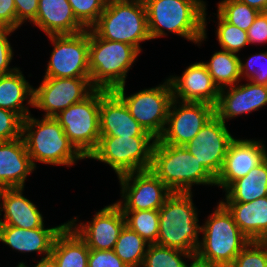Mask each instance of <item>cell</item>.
<instances>
[{
  "instance_id": "obj_1",
  "label": "cell",
  "mask_w": 267,
  "mask_h": 267,
  "mask_svg": "<svg viewBox=\"0 0 267 267\" xmlns=\"http://www.w3.org/2000/svg\"><path fill=\"white\" fill-rule=\"evenodd\" d=\"M148 29L151 39L168 32L199 44L206 40V2L203 0H147Z\"/></svg>"
},
{
  "instance_id": "obj_2",
  "label": "cell",
  "mask_w": 267,
  "mask_h": 267,
  "mask_svg": "<svg viewBox=\"0 0 267 267\" xmlns=\"http://www.w3.org/2000/svg\"><path fill=\"white\" fill-rule=\"evenodd\" d=\"M204 224L201 226L203 238L195 258L217 267H230L250 241L241 232L233 215L221 201Z\"/></svg>"
},
{
  "instance_id": "obj_3",
  "label": "cell",
  "mask_w": 267,
  "mask_h": 267,
  "mask_svg": "<svg viewBox=\"0 0 267 267\" xmlns=\"http://www.w3.org/2000/svg\"><path fill=\"white\" fill-rule=\"evenodd\" d=\"M149 170L172 192L191 193L192 185L215 186V178L185 146L161 143L158 139Z\"/></svg>"
},
{
  "instance_id": "obj_4",
  "label": "cell",
  "mask_w": 267,
  "mask_h": 267,
  "mask_svg": "<svg viewBox=\"0 0 267 267\" xmlns=\"http://www.w3.org/2000/svg\"><path fill=\"white\" fill-rule=\"evenodd\" d=\"M22 138L35 168V161L70 167L77 160L86 159L69 141L54 117L39 120L30 114L23 120Z\"/></svg>"
},
{
  "instance_id": "obj_5",
  "label": "cell",
  "mask_w": 267,
  "mask_h": 267,
  "mask_svg": "<svg viewBox=\"0 0 267 267\" xmlns=\"http://www.w3.org/2000/svg\"><path fill=\"white\" fill-rule=\"evenodd\" d=\"M191 193L173 192L159 211V233L155 244L196 254L201 226Z\"/></svg>"
},
{
  "instance_id": "obj_6",
  "label": "cell",
  "mask_w": 267,
  "mask_h": 267,
  "mask_svg": "<svg viewBox=\"0 0 267 267\" xmlns=\"http://www.w3.org/2000/svg\"><path fill=\"white\" fill-rule=\"evenodd\" d=\"M140 51L127 43L100 38L89 29L90 82L96 89L112 91L126 76Z\"/></svg>"
},
{
  "instance_id": "obj_7",
  "label": "cell",
  "mask_w": 267,
  "mask_h": 267,
  "mask_svg": "<svg viewBox=\"0 0 267 267\" xmlns=\"http://www.w3.org/2000/svg\"><path fill=\"white\" fill-rule=\"evenodd\" d=\"M91 29L102 39L127 43L140 52V43L151 40L145 4L133 0H108Z\"/></svg>"
},
{
  "instance_id": "obj_8",
  "label": "cell",
  "mask_w": 267,
  "mask_h": 267,
  "mask_svg": "<svg viewBox=\"0 0 267 267\" xmlns=\"http://www.w3.org/2000/svg\"><path fill=\"white\" fill-rule=\"evenodd\" d=\"M155 142L154 137L100 136L96 149L88 158L108 164L117 177L149 170Z\"/></svg>"
},
{
  "instance_id": "obj_9",
  "label": "cell",
  "mask_w": 267,
  "mask_h": 267,
  "mask_svg": "<svg viewBox=\"0 0 267 267\" xmlns=\"http://www.w3.org/2000/svg\"><path fill=\"white\" fill-rule=\"evenodd\" d=\"M100 89L72 104L54 118L74 147L87 159L100 139Z\"/></svg>"
},
{
  "instance_id": "obj_10",
  "label": "cell",
  "mask_w": 267,
  "mask_h": 267,
  "mask_svg": "<svg viewBox=\"0 0 267 267\" xmlns=\"http://www.w3.org/2000/svg\"><path fill=\"white\" fill-rule=\"evenodd\" d=\"M126 105L132 117L158 139L165 128L173 91L169 79L159 86L125 95V84L112 90Z\"/></svg>"
},
{
  "instance_id": "obj_11",
  "label": "cell",
  "mask_w": 267,
  "mask_h": 267,
  "mask_svg": "<svg viewBox=\"0 0 267 267\" xmlns=\"http://www.w3.org/2000/svg\"><path fill=\"white\" fill-rule=\"evenodd\" d=\"M48 37L54 47L44 77L90 78L89 29Z\"/></svg>"
},
{
  "instance_id": "obj_12",
  "label": "cell",
  "mask_w": 267,
  "mask_h": 267,
  "mask_svg": "<svg viewBox=\"0 0 267 267\" xmlns=\"http://www.w3.org/2000/svg\"><path fill=\"white\" fill-rule=\"evenodd\" d=\"M118 180L122 201L116 204L122 211L159 210L173 193L151 170L127 173Z\"/></svg>"
},
{
  "instance_id": "obj_13",
  "label": "cell",
  "mask_w": 267,
  "mask_h": 267,
  "mask_svg": "<svg viewBox=\"0 0 267 267\" xmlns=\"http://www.w3.org/2000/svg\"><path fill=\"white\" fill-rule=\"evenodd\" d=\"M96 88L90 78L44 77L38 88H33V106L44 110V117H55L72 104L83 101Z\"/></svg>"
},
{
  "instance_id": "obj_14",
  "label": "cell",
  "mask_w": 267,
  "mask_h": 267,
  "mask_svg": "<svg viewBox=\"0 0 267 267\" xmlns=\"http://www.w3.org/2000/svg\"><path fill=\"white\" fill-rule=\"evenodd\" d=\"M214 115L215 107L208 103L173 99L164 131L158 140L165 144L185 146Z\"/></svg>"
},
{
  "instance_id": "obj_15",
  "label": "cell",
  "mask_w": 267,
  "mask_h": 267,
  "mask_svg": "<svg viewBox=\"0 0 267 267\" xmlns=\"http://www.w3.org/2000/svg\"><path fill=\"white\" fill-rule=\"evenodd\" d=\"M233 140L234 137L228 131L226 124L214 115L185 147L216 179Z\"/></svg>"
},
{
  "instance_id": "obj_16",
  "label": "cell",
  "mask_w": 267,
  "mask_h": 267,
  "mask_svg": "<svg viewBox=\"0 0 267 267\" xmlns=\"http://www.w3.org/2000/svg\"><path fill=\"white\" fill-rule=\"evenodd\" d=\"M67 223L85 241L90 249L112 250L118 236L126 225L125 217L120 207L114 202L105 206L94 215L88 223L76 224V219Z\"/></svg>"
},
{
  "instance_id": "obj_17",
  "label": "cell",
  "mask_w": 267,
  "mask_h": 267,
  "mask_svg": "<svg viewBox=\"0 0 267 267\" xmlns=\"http://www.w3.org/2000/svg\"><path fill=\"white\" fill-rule=\"evenodd\" d=\"M267 158L263 141L236 139L230 143L221 172L215 179V186L224 191L239 178L246 176Z\"/></svg>"
},
{
  "instance_id": "obj_18",
  "label": "cell",
  "mask_w": 267,
  "mask_h": 267,
  "mask_svg": "<svg viewBox=\"0 0 267 267\" xmlns=\"http://www.w3.org/2000/svg\"><path fill=\"white\" fill-rule=\"evenodd\" d=\"M100 135L153 137L132 117L125 103L113 92L100 89Z\"/></svg>"
},
{
  "instance_id": "obj_19",
  "label": "cell",
  "mask_w": 267,
  "mask_h": 267,
  "mask_svg": "<svg viewBox=\"0 0 267 267\" xmlns=\"http://www.w3.org/2000/svg\"><path fill=\"white\" fill-rule=\"evenodd\" d=\"M168 79L172 86L173 99L182 102H204L216 106L220 89L203 62L189 65L181 77L170 76Z\"/></svg>"
},
{
  "instance_id": "obj_20",
  "label": "cell",
  "mask_w": 267,
  "mask_h": 267,
  "mask_svg": "<svg viewBox=\"0 0 267 267\" xmlns=\"http://www.w3.org/2000/svg\"><path fill=\"white\" fill-rule=\"evenodd\" d=\"M227 91V92H226ZM267 105V86L249 81L220 89L215 115L224 123L238 115L248 114Z\"/></svg>"
},
{
  "instance_id": "obj_21",
  "label": "cell",
  "mask_w": 267,
  "mask_h": 267,
  "mask_svg": "<svg viewBox=\"0 0 267 267\" xmlns=\"http://www.w3.org/2000/svg\"><path fill=\"white\" fill-rule=\"evenodd\" d=\"M34 170L22 137L0 141V189L24 188L27 175Z\"/></svg>"
},
{
  "instance_id": "obj_22",
  "label": "cell",
  "mask_w": 267,
  "mask_h": 267,
  "mask_svg": "<svg viewBox=\"0 0 267 267\" xmlns=\"http://www.w3.org/2000/svg\"><path fill=\"white\" fill-rule=\"evenodd\" d=\"M66 224L67 222L52 228H44L43 225L40 228L28 230L11 225H0V241L16 251L38 252L47 257L51 255L56 235Z\"/></svg>"
},
{
  "instance_id": "obj_23",
  "label": "cell",
  "mask_w": 267,
  "mask_h": 267,
  "mask_svg": "<svg viewBox=\"0 0 267 267\" xmlns=\"http://www.w3.org/2000/svg\"><path fill=\"white\" fill-rule=\"evenodd\" d=\"M23 187L0 189V225H11L23 229H35L44 225L43 216L36 205L23 195Z\"/></svg>"
},
{
  "instance_id": "obj_24",
  "label": "cell",
  "mask_w": 267,
  "mask_h": 267,
  "mask_svg": "<svg viewBox=\"0 0 267 267\" xmlns=\"http://www.w3.org/2000/svg\"><path fill=\"white\" fill-rule=\"evenodd\" d=\"M49 35L76 34L86 28L76 19L68 0H39L32 22Z\"/></svg>"
},
{
  "instance_id": "obj_25",
  "label": "cell",
  "mask_w": 267,
  "mask_h": 267,
  "mask_svg": "<svg viewBox=\"0 0 267 267\" xmlns=\"http://www.w3.org/2000/svg\"><path fill=\"white\" fill-rule=\"evenodd\" d=\"M249 241L267 238V196L247 203H223Z\"/></svg>"
},
{
  "instance_id": "obj_26",
  "label": "cell",
  "mask_w": 267,
  "mask_h": 267,
  "mask_svg": "<svg viewBox=\"0 0 267 267\" xmlns=\"http://www.w3.org/2000/svg\"><path fill=\"white\" fill-rule=\"evenodd\" d=\"M90 248L67 223L56 235L51 255L57 267H88Z\"/></svg>"
},
{
  "instance_id": "obj_27",
  "label": "cell",
  "mask_w": 267,
  "mask_h": 267,
  "mask_svg": "<svg viewBox=\"0 0 267 267\" xmlns=\"http://www.w3.org/2000/svg\"><path fill=\"white\" fill-rule=\"evenodd\" d=\"M33 106V87L25 79L21 70L17 68L7 75H0V108L17 113L23 120L30 115L28 106Z\"/></svg>"
},
{
  "instance_id": "obj_28",
  "label": "cell",
  "mask_w": 267,
  "mask_h": 267,
  "mask_svg": "<svg viewBox=\"0 0 267 267\" xmlns=\"http://www.w3.org/2000/svg\"><path fill=\"white\" fill-rule=\"evenodd\" d=\"M267 196V158L225 190L222 203H247Z\"/></svg>"
},
{
  "instance_id": "obj_29",
  "label": "cell",
  "mask_w": 267,
  "mask_h": 267,
  "mask_svg": "<svg viewBox=\"0 0 267 267\" xmlns=\"http://www.w3.org/2000/svg\"><path fill=\"white\" fill-rule=\"evenodd\" d=\"M240 58L236 53L215 52L209 62H203L219 89L234 86L241 81Z\"/></svg>"
},
{
  "instance_id": "obj_30",
  "label": "cell",
  "mask_w": 267,
  "mask_h": 267,
  "mask_svg": "<svg viewBox=\"0 0 267 267\" xmlns=\"http://www.w3.org/2000/svg\"><path fill=\"white\" fill-rule=\"evenodd\" d=\"M148 245L138 233L125 225L113 251L129 267H141Z\"/></svg>"
},
{
  "instance_id": "obj_31",
  "label": "cell",
  "mask_w": 267,
  "mask_h": 267,
  "mask_svg": "<svg viewBox=\"0 0 267 267\" xmlns=\"http://www.w3.org/2000/svg\"><path fill=\"white\" fill-rule=\"evenodd\" d=\"M184 257L193 260L195 254L155 243L149 244L141 267H188Z\"/></svg>"
},
{
  "instance_id": "obj_32",
  "label": "cell",
  "mask_w": 267,
  "mask_h": 267,
  "mask_svg": "<svg viewBox=\"0 0 267 267\" xmlns=\"http://www.w3.org/2000/svg\"><path fill=\"white\" fill-rule=\"evenodd\" d=\"M126 226L138 233L149 244L157 242L159 233V211H122Z\"/></svg>"
},
{
  "instance_id": "obj_33",
  "label": "cell",
  "mask_w": 267,
  "mask_h": 267,
  "mask_svg": "<svg viewBox=\"0 0 267 267\" xmlns=\"http://www.w3.org/2000/svg\"><path fill=\"white\" fill-rule=\"evenodd\" d=\"M217 12L230 24L247 31L260 13L258 10L238 0H222Z\"/></svg>"
},
{
  "instance_id": "obj_34",
  "label": "cell",
  "mask_w": 267,
  "mask_h": 267,
  "mask_svg": "<svg viewBox=\"0 0 267 267\" xmlns=\"http://www.w3.org/2000/svg\"><path fill=\"white\" fill-rule=\"evenodd\" d=\"M217 18L216 34L223 50L237 54L242 48L249 45L247 31L228 23L219 13H217Z\"/></svg>"
},
{
  "instance_id": "obj_35",
  "label": "cell",
  "mask_w": 267,
  "mask_h": 267,
  "mask_svg": "<svg viewBox=\"0 0 267 267\" xmlns=\"http://www.w3.org/2000/svg\"><path fill=\"white\" fill-rule=\"evenodd\" d=\"M108 0H68L76 19L91 29L98 21Z\"/></svg>"
},
{
  "instance_id": "obj_36",
  "label": "cell",
  "mask_w": 267,
  "mask_h": 267,
  "mask_svg": "<svg viewBox=\"0 0 267 267\" xmlns=\"http://www.w3.org/2000/svg\"><path fill=\"white\" fill-rule=\"evenodd\" d=\"M230 267H267L266 243L250 241L236 256Z\"/></svg>"
},
{
  "instance_id": "obj_37",
  "label": "cell",
  "mask_w": 267,
  "mask_h": 267,
  "mask_svg": "<svg viewBox=\"0 0 267 267\" xmlns=\"http://www.w3.org/2000/svg\"><path fill=\"white\" fill-rule=\"evenodd\" d=\"M265 60V61H264ZM260 61H267V51L264 53H258L255 55H252L248 58V60L243 63L242 60H240V73H241V79L246 77L247 81H251L254 84L257 85H265L267 86V65L266 67L264 65L260 66L258 68L254 66L257 62ZM256 62V63H255ZM258 64V63H257ZM260 65V64H259Z\"/></svg>"
},
{
  "instance_id": "obj_38",
  "label": "cell",
  "mask_w": 267,
  "mask_h": 267,
  "mask_svg": "<svg viewBox=\"0 0 267 267\" xmlns=\"http://www.w3.org/2000/svg\"><path fill=\"white\" fill-rule=\"evenodd\" d=\"M23 119L15 112L0 108V141L22 137Z\"/></svg>"
},
{
  "instance_id": "obj_39",
  "label": "cell",
  "mask_w": 267,
  "mask_h": 267,
  "mask_svg": "<svg viewBox=\"0 0 267 267\" xmlns=\"http://www.w3.org/2000/svg\"><path fill=\"white\" fill-rule=\"evenodd\" d=\"M88 267H129L112 250L90 249Z\"/></svg>"
},
{
  "instance_id": "obj_40",
  "label": "cell",
  "mask_w": 267,
  "mask_h": 267,
  "mask_svg": "<svg viewBox=\"0 0 267 267\" xmlns=\"http://www.w3.org/2000/svg\"><path fill=\"white\" fill-rule=\"evenodd\" d=\"M14 31L11 28L0 27V75L10 74L17 69V67H9L13 58V49L8 41V36Z\"/></svg>"
},
{
  "instance_id": "obj_41",
  "label": "cell",
  "mask_w": 267,
  "mask_h": 267,
  "mask_svg": "<svg viewBox=\"0 0 267 267\" xmlns=\"http://www.w3.org/2000/svg\"><path fill=\"white\" fill-rule=\"evenodd\" d=\"M14 2L16 6L17 29L27 20L30 22L35 20L39 0H14Z\"/></svg>"
},
{
  "instance_id": "obj_42",
  "label": "cell",
  "mask_w": 267,
  "mask_h": 267,
  "mask_svg": "<svg viewBox=\"0 0 267 267\" xmlns=\"http://www.w3.org/2000/svg\"><path fill=\"white\" fill-rule=\"evenodd\" d=\"M249 45L267 42V12H260L247 30Z\"/></svg>"
},
{
  "instance_id": "obj_43",
  "label": "cell",
  "mask_w": 267,
  "mask_h": 267,
  "mask_svg": "<svg viewBox=\"0 0 267 267\" xmlns=\"http://www.w3.org/2000/svg\"><path fill=\"white\" fill-rule=\"evenodd\" d=\"M0 27L16 30V6L14 0H0Z\"/></svg>"
},
{
  "instance_id": "obj_44",
  "label": "cell",
  "mask_w": 267,
  "mask_h": 267,
  "mask_svg": "<svg viewBox=\"0 0 267 267\" xmlns=\"http://www.w3.org/2000/svg\"><path fill=\"white\" fill-rule=\"evenodd\" d=\"M259 12H267V0H238Z\"/></svg>"
},
{
  "instance_id": "obj_45",
  "label": "cell",
  "mask_w": 267,
  "mask_h": 267,
  "mask_svg": "<svg viewBox=\"0 0 267 267\" xmlns=\"http://www.w3.org/2000/svg\"><path fill=\"white\" fill-rule=\"evenodd\" d=\"M34 267H57V264L54 257L49 255L47 257L42 256L41 260H38Z\"/></svg>"
},
{
  "instance_id": "obj_46",
  "label": "cell",
  "mask_w": 267,
  "mask_h": 267,
  "mask_svg": "<svg viewBox=\"0 0 267 267\" xmlns=\"http://www.w3.org/2000/svg\"><path fill=\"white\" fill-rule=\"evenodd\" d=\"M188 267H217V266H214V265H211V264H207V263H203V262L197 260L196 258H194L192 260V263L190 265L188 264Z\"/></svg>"
},
{
  "instance_id": "obj_47",
  "label": "cell",
  "mask_w": 267,
  "mask_h": 267,
  "mask_svg": "<svg viewBox=\"0 0 267 267\" xmlns=\"http://www.w3.org/2000/svg\"><path fill=\"white\" fill-rule=\"evenodd\" d=\"M16 267H26V264L23 262H19V264Z\"/></svg>"
},
{
  "instance_id": "obj_48",
  "label": "cell",
  "mask_w": 267,
  "mask_h": 267,
  "mask_svg": "<svg viewBox=\"0 0 267 267\" xmlns=\"http://www.w3.org/2000/svg\"><path fill=\"white\" fill-rule=\"evenodd\" d=\"M133 1H138V2H143V3H145L147 0H133Z\"/></svg>"
}]
</instances>
